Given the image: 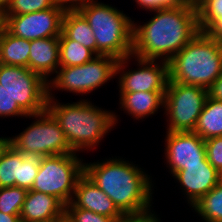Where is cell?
I'll return each mask as SVG.
<instances>
[{
    "mask_svg": "<svg viewBox=\"0 0 222 222\" xmlns=\"http://www.w3.org/2000/svg\"><path fill=\"white\" fill-rule=\"evenodd\" d=\"M150 12L143 25L133 21L132 56L169 62L201 32L195 0Z\"/></svg>",
    "mask_w": 222,
    "mask_h": 222,
    "instance_id": "obj_1",
    "label": "cell"
},
{
    "mask_svg": "<svg viewBox=\"0 0 222 222\" xmlns=\"http://www.w3.org/2000/svg\"><path fill=\"white\" fill-rule=\"evenodd\" d=\"M84 174L114 202L123 215L152 210V176L121 157L84 163Z\"/></svg>",
    "mask_w": 222,
    "mask_h": 222,
    "instance_id": "obj_2",
    "label": "cell"
},
{
    "mask_svg": "<svg viewBox=\"0 0 222 222\" xmlns=\"http://www.w3.org/2000/svg\"><path fill=\"white\" fill-rule=\"evenodd\" d=\"M46 110L58 122L75 153L96 149L118 123V115L97 107L88 99L62 104L48 92Z\"/></svg>",
    "mask_w": 222,
    "mask_h": 222,
    "instance_id": "obj_3",
    "label": "cell"
},
{
    "mask_svg": "<svg viewBox=\"0 0 222 222\" xmlns=\"http://www.w3.org/2000/svg\"><path fill=\"white\" fill-rule=\"evenodd\" d=\"M169 81L206 88L222 74V43L199 32L169 62Z\"/></svg>",
    "mask_w": 222,
    "mask_h": 222,
    "instance_id": "obj_4",
    "label": "cell"
},
{
    "mask_svg": "<svg viewBox=\"0 0 222 222\" xmlns=\"http://www.w3.org/2000/svg\"><path fill=\"white\" fill-rule=\"evenodd\" d=\"M88 21L96 41V56L117 60L132 55L133 21L117 7L98 2L86 3L77 9Z\"/></svg>",
    "mask_w": 222,
    "mask_h": 222,
    "instance_id": "obj_5",
    "label": "cell"
},
{
    "mask_svg": "<svg viewBox=\"0 0 222 222\" xmlns=\"http://www.w3.org/2000/svg\"><path fill=\"white\" fill-rule=\"evenodd\" d=\"M77 153L42 157L31 190L58 198L65 206L73 198L78 179L84 174L83 159Z\"/></svg>",
    "mask_w": 222,
    "mask_h": 222,
    "instance_id": "obj_6",
    "label": "cell"
},
{
    "mask_svg": "<svg viewBox=\"0 0 222 222\" xmlns=\"http://www.w3.org/2000/svg\"><path fill=\"white\" fill-rule=\"evenodd\" d=\"M117 62L114 57L97 55L80 66L59 67L47 82L48 92L58 89L81 96L91 93L115 78Z\"/></svg>",
    "mask_w": 222,
    "mask_h": 222,
    "instance_id": "obj_7",
    "label": "cell"
},
{
    "mask_svg": "<svg viewBox=\"0 0 222 222\" xmlns=\"http://www.w3.org/2000/svg\"><path fill=\"white\" fill-rule=\"evenodd\" d=\"M34 120L27 128L11 137V145L24 155H63L75 153L66 139L58 122L46 110L35 115H28Z\"/></svg>",
    "mask_w": 222,
    "mask_h": 222,
    "instance_id": "obj_8",
    "label": "cell"
},
{
    "mask_svg": "<svg viewBox=\"0 0 222 222\" xmlns=\"http://www.w3.org/2000/svg\"><path fill=\"white\" fill-rule=\"evenodd\" d=\"M207 97L206 88L169 81L163 109L167 131L193 132Z\"/></svg>",
    "mask_w": 222,
    "mask_h": 222,
    "instance_id": "obj_9",
    "label": "cell"
},
{
    "mask_svg": "<svg viewBox=\"0 0 222 222\" xmlns=\"http://www.w3.org/2000/svg\"><path fill=\"white\" fill-rule=\"evenodd\" d=\"M0 85L27 115L46 111L48 83L27 67L3 64L0 67Z\"/></svg>",
    "mask_w": 222,
    "mask_h": 222,
    "instance_id": "obj_10",
    "label": "cell"
},
{
    "mask_svg": "<svg viewBox=\"0 0 222 222\" xmlns=\"http://www.w3.org/2000/svg\"><path fill=\"white\" fill-rule=\"evenodd\" d=\"M132 58L137 61L135 63L138 68L126 70ZM117 76H119L120 93L166 92L169 82V65L166 61L140 59L131 55L118 60Z\"/></svg>",
    "mask_w": 222,
    "mask_h": 222,
    "instance_id": "obj_11",
    "label": "cell"
},
{
    "mask_svg": "<svg viewBox=\"0 0 222 222\" xmlns=\"http://www.w3.org/2000/svg\"><path fill=\"white\" fill-rule=\"evenodd\" d=\"M66 9L57 4L54 8L22 15L8 16L1 24L14 36L32 41L59 37Z\"/></svg>",
    "mask_w": 222,
    "mask_h": 222,
    "instance_id": "obj_12",
    "label": "cell"
},
{
    "mask_svg": "<svg viewBox=\"0 0 222 222\" xmlns=\"http://www.w3.org/2000/svg\"><path fill=\"white\" fill-rule=\"evenodd\" d=\"M164 140L166 167L172 176L184 166L201 164L207 159L205 140L194 132L166 131Z\"/></svg>",
    "mask_w": 222,
    "mask_h": 222,
    "instance_id": "obj_13",
    "label": "cell"
},
{
    "mask_svg": "<svg viewBox=\"0 0 222 222\" xmlns=\"http://www.w3.org/2000/svg\"><path fill=\"white\" fill-rule=\"evenodd\" d=\"M172 177L179 182L187 204L192 207L221 181L222 174L206 159L201 161V164L184 166L183 170L176 172Z\"/></svg>",
    "mask_w": 222,
    "mask_h": 222,
    "instance_id": "obj_14",
    "label": "cell"
},
{
    "mask_svg": "<svg viewBox=\"0 0 222 222\" xmlns=\"http://www.w3.org/2000/svg\"><path fill=\"white\" fill-rule=\"evenodd\" d=\"M65 208H81L97 214L112 217L118 221L123 214L114 202L97 187L85 174L77 181L73 198Z\"/></svg>",
    "mask_w": 222,
    "mask_h": 222,
    "instance_id": "obj_15",
    "label": "cell"
},
{
    "mask_svg": "<svg viewBox=\"0 0 222 222\" xmlns=\"http://www.w3.org/2000/svg\"><path fill=\"white\" fill-rule=\"evenodd\" d=\"M65 218V205L56 197L28 190L20 220L24 222H58Z\"/></svg>",
    "mask_w": 222,
    "mask_h": 222,
    "instance_id": "obj_16",
    "label": "cell"
},
{
    "mask_svg": "<svg viewBox=\"0 0 222 222\" xmlns=\"http://www.w3.org/2000/svg\"><path fill=\"white\" fill-rule=\"evenodd\" d=\"M30 48L28 69L48 82L60 67L59 37L32 40Z\"/></svg>",
    "mask_w": 222,
    "mask_h": 222,
    "instance_id": "obj_17",
    "label": "cell"
},
{
    "mask_svg": "<svg viewBox=\"0 0 222 222\" xmlns=\"http://www.w3.org/2000/svg\"><path fill=\"white\" fill-rule=\"evenodd\" d=\"M164 95L165 92L120 93L119 105L121 111L139 121L164 108Z\"/></svg>",
    "mask_w": 222,
    "mask_h": 222,
    "instance_id": "obj_18",
    "label": "cell"
},
{
    "mask_svg": "<svg viewBox=\"0 0 222 222\" xmlns=\"http://www.w3.org/2000/svg\"><path fill=\"white\" fill-rule=\"evenodd\" d=\"M30 49L29 40L12 35L0 25V51L4 65L28 68Z\"/></svg>",
    "mask_w": 222,
    "mask_h": 222,
    "instance_id": "obj_19",
    "label": "cell"
},
{
    "mask_svg": "<svg viewBox=\"0 0 222 222\" xmlns=\"http://www.w3.org/2000/svg\"><path fill=\"white\" fill-rule=\"evenodd\" d=\"M62 33L71 40L90 49L96 55V41L88 21L78 10H66L62 20Z\"/></svg>",
    "mask_w": 222,
    "mask_h": 222,
    "instance_id": "obj_20",
    "label": "cell"
},
{
    "mask_svg": "<svg viewBox=\"0 0 222 222\" xmlns=\"http://www.w3.org/2000/svg\"><path fill=\"white\" fill-rule=\"evenodd\" d=\"M200 30L222 43V0H195Z\"/></svg>",
    "mask_w": 222,
    "mask_h": 222,
    "instance_id": "obj_21",
    "label": "cell"
},
{
    "mask_svg": "<svg viewBox=\"0 0 222 222\" xmlns=\"http://www.w3.org/2000/svg\"><path fill=\"white\" fill-rule=\"evenodd\" d=\"M193 132L204 140L222 136V101L207 97Z\"/></svg>",
    "mask_w": 222,
    "mask_h": 222,
    "instance_id": "obj_22",
    "label": "cell"
},
{
    "mask_svg": "<svg viewBox=\"0 0 222 222\" xmlns=\"http://www.w3.org/2000/svg\"><path fill=\"white\" fill-rule=\"evenodd\" d=\"M59 53L60 67L80 66L96 57L90 49L68 39L63 33L59 36Z\"/></svg>",
    "mask_w": 222,
    "mask_h": 222,
    "instance_id": "obj_23",
    "label": "cell"
},
{
    "mask_svg": "<svg viewBox=\"0 0 222 222\" xmlns=\"http://www.w3.org/2000/svg\"><path fill=\"white\" fill-rule=\"evenodd\" d=\"M205 222H222V179L192 207Z\"/></svg>",
    "mask_w": 222,
    "mask_h": 222,
    "instance_id": "obj_24",
    "label": "cell"
},
{
    "mask_svg": "<svg viewBox=\"0 0 222 222\" xmlns=\"http://www.w3.org/2000/svg\"><path fill=\"white\" fill-rule=\"evenodd\" d=\"M21 172V152L12 145L0 158V188L18 186Z\"/></svg>",
    "mask_w": 222,
    "mask_h": 222,
    "instance_id": "obj_25",
    "label": "cell"
},
{
    "mask_svg": "<svg viewBox=\"0 0 222 222\" xmlns=\"http://www.w3.org/2000/svg\"><path fill=\"white\" fill-rule=\"evenodd\" d=\"M28 190L18 186L0 188V211L20 215Z\"/></svg>",
    "mask_w": 222,
    "mask_h": 222,
    "instance_id": "obj_26",
    "label": "cell"
},
{
    "mask_svg": "<svg viewBox=\"0 0 222 222\" xmlns=\"http://www.w3.org/2000/svg\"><path fill=\"white\" fill-rule=\"evenodd\" d=\"M57 4V0H12L9 7L0 16V22L2 23L8 16L51 9Z\"/></svg>",
    "mask_w": 222,
    "mask_h": 222,
    "instance_id": "obj_27",
    "label": "cell"
},
{
    "mask_svg": "<svg viewBox=\"0 0 222 222\" xmlns=\"http://www.w3.org/2000/svg\"><path fill=\"white\" fill-rule=\"evenodd\" d=\"M40 155H24L21 152V172L18 187L31 190L41 161Z\"/></svg>",
    "mask_w": 222,
    "mask_h": 222,
    "instance_id": "obj_28",
    "label": "cell"
},
{
    "mask_svg": "<svg viewBox=\"0 0 222 222\" xmlns=\"http://www.w3.org/2000/svg\"><path fill=\"white\" fill-rule=\"evenodd\" d=\"M68 222H117L114 218L81 208H65Z\"/></svg>",
    "mask_w": 222,
    "mask_h": 222,
    "instance_id": "obj_29",
    "label": "cell"
},
{
    "mask_svg": "<svg viewBox=\"0 0 222 222\" xmlns=\"http://www.w3.org/2000/svg\"><path fill=\"white\" fill-rule=\"evenodd\" d=\"M26 117L28 115L18 106L17 102L12 99L8 91L0 85V117Z\"/></svg>",
    "mask_w": 222,
    "mask_h": 222,
    "instance_id": "obj_30",
    "label": "cell"
},
{
    "mask_svg": "<svg viewBox=\"0 0 222 222\" xmlns=\"http://www.w3.org/2000/svg\"><path fill=\"white\" fill-rule=\"evenodd\" d=\"M206 158L222 174V136L205 140Z\"/></svg>",
    "mask_w": 222,
    "mask_h": 222,
    "instance_id": "obj_31",
    "label": "cell"
},
{
    "mask_svg": "<svg viewBox=\"0 0 222 222\" xmlns=\"http://www.w3.org/2000/svg\"><path fill=\"white\" fill-rule=\"evenodd\" d=\"M145 11H153L162 7H172L185 3L187 0H133Z\"/></svg>",
    "mask_w": 222,
    "mask_h": 222,
    "instance_id": "obj_32",
    "label": "cell"
},
{
    "mask_svg": "<svg viewBox=\"0 0 222 222\" xmlns=\"http://www.w3.org/2000/svg\"><path fill=\"white\" fill-rule=\"evenodd\" d=\"M159 215L150 210L136 215H123L117 222H161Z\"/></svg>",
    "mask_w": 222,
    "mask_h": 222,
    "instance_id": "obj_33",
    "label": "cell"
},
{
    "mask_svg": "<svg viewBox=\"0 0 222 222\" xmlns=\"http://www.w3.org/2000/svg\"><path fill=\"white\" fill-rule=\"evenodd\" d=\"M208 96L222 101V74L213 82L208 89Z\"/></svg>",
    "mask_w": 222,
    "mask_h": 222,
    "instance_id": "obj_34",
    "label": "cell"
},
{
    "mask_svg": "<svg viewBox=\"0 0 222 222\" xmlns=\"http://www.w3.org/2000/svg\"><path fill=\"white\" fill-rule=\"evenodd\" d=\"M94 0H57V3L66 10H77L80 6Z\"/></svg>",
    "mask_w": 222,
    "mask_h": 222,
    "instance_id": "obj_35",
    "label": "cell"
},
{
    "mask_svg": "<svg viewBox=\"0 0 222 222\" xmlns=\"http://www.w3.org/2000/svg\"><path fill=\"white\" fill-rule=\"evenodd\" d=\"M0 222H21L20 215H10L0 211Z\"/></svg>",
    "mask_w": 222,
    "mask_h": 222,
    "instance_id": "obj_36",
    "label": "cell"
},
{
    "mask_svg": "<svg viewBox=\"0 0 222 222\" xmlns=\"http://www.w3.org/2000/svg\"><path fill=\"white\" fill-rule=\"evenodd\" d=\"M11 145V137H0V158Z\"/></svg>",
    "mask_w": 222,
    "mask_h": 222,
    "instance_id": "obj_37",
    "label": "cell"
},
{
    "mask_svg": "<svg viewBox=\"0 0 222 222\" xmlns=\"http://www.w3.org/2000/svg\"><path fill=\"white\" fill-rule=\"evenodd\" d=\"M12 0H0V16L6 11L9 7Z\"/></svg>",
    "mask_w": 222,
    "mask_h": 222,
    "instance_id": "obj_38",
    "label": "cell"
},
{
    "mask_svg": "<svg viewBox=\"0 0 222 222\" xmlns=\"http://www.w3.org/2000/svg\"><path fill=\"white\" fill-rule=\"evenodd\" d=\"M3 65L2 63V57H1V51H0V67Z\"/></svg>",
    "mask_w": 222,
    "mask_h": 222,
    "instance_id": "obj_39",
    "label": "cell"
},
{
    "mask_svg": "<svg viewBox=\"0 0 222 222\" xmlns=\"http://www.w3.org/2000/svg\"><path fill=\"white\" fill-rule=\"evenodd\" d=\"M58 222H68V221L66 220V218H64V219H62V220H60Z\"/></svg>",
    "mask_w": 222,
    "mask_h": 222,
    "instance_id": "obj_40",
    "label": "cell"
}]
</instances>
